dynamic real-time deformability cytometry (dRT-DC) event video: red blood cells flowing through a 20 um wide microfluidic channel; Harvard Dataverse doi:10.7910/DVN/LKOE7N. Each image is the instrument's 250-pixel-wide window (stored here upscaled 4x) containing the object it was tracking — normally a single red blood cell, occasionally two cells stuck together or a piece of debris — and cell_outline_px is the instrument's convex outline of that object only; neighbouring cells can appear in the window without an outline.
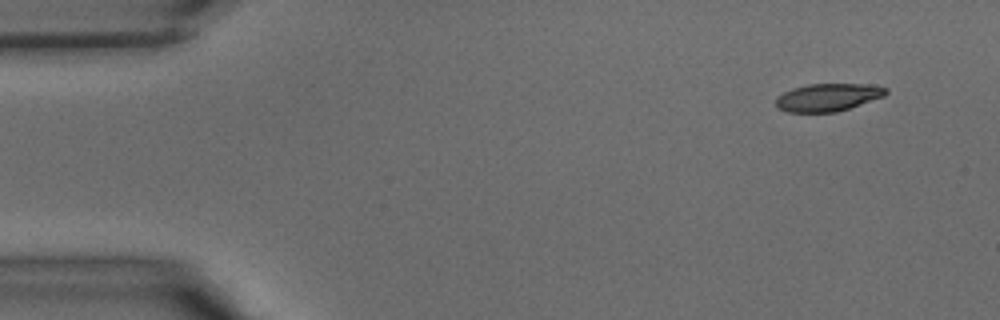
{"species": "common noctule bat (a hibernating species)", "species_latin": "Nyctalus noctula", "temperature_condition": "warm", "stored_images_in_passage": 38, "camera_frame_rate_fps": 3000, "um_per_image_px": 0.085, "animal": {"sex": "male", "body_mass_g": 15.6}, "frame": {"image": 1, "passage_image": 1, "time_ms": 0.0, "image_size_px": [1000, 320], "cell_outline_px": [[888, 92], [884, 96], [836, 112], [788, 112], [776, 108], [776, 96], [792, 88], [808, 84], [872, 84], [888, 88]], "centroid_in_image_um": [70.35, 8.26], "position_along_channel_um": 14.6, "area_um2": 17.8}}
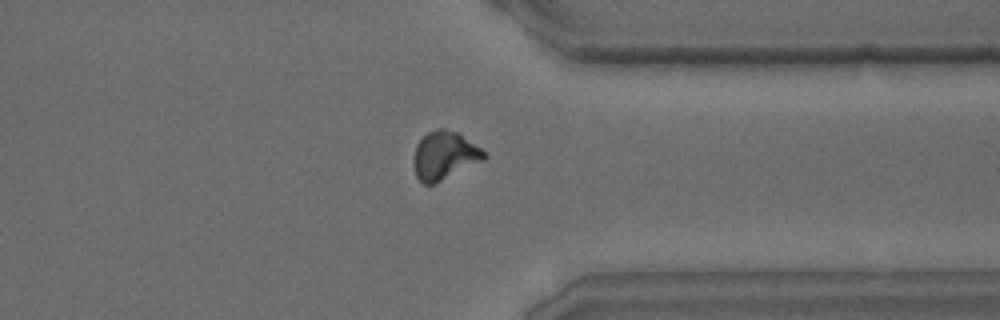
{"frame": {"image": 2, "passage_image": 29, "time_ms": 9.333, "image_size_px": [1000, 320], "cell_outline_px": [[488, 156], [484, 160], [432, 184], [424, 184], [416, 176], [416, 144], [428, 132], [436, 128], [444, 128], [456, 132], [480, 148]], "centroid_in_image_um": [37.8, 13.2], "position_along_channel_um": 373.6, "area_um2": 19.02}}
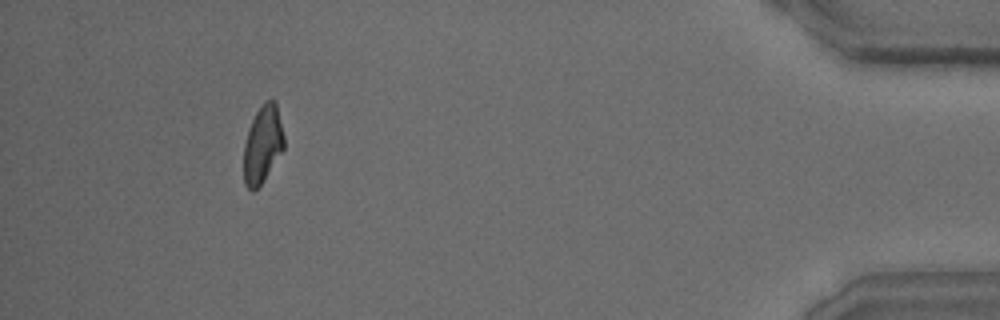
{"frame": {"image": 3, "passage_image": 35, "time_ms": 11.333, "image_size_px": [1000, 320], "cell_outline_px": [[284, 148], [264, 180], [252, 192], [244, 184], [244, 144], [248, 128], [256, 112], [264, 100], [272, 100], [276, 104], [284, 136]], "centroid_in_image_um": [22.31, 12.27], "position_along_channel_um": 412.9, "area_um2": 18.03}}